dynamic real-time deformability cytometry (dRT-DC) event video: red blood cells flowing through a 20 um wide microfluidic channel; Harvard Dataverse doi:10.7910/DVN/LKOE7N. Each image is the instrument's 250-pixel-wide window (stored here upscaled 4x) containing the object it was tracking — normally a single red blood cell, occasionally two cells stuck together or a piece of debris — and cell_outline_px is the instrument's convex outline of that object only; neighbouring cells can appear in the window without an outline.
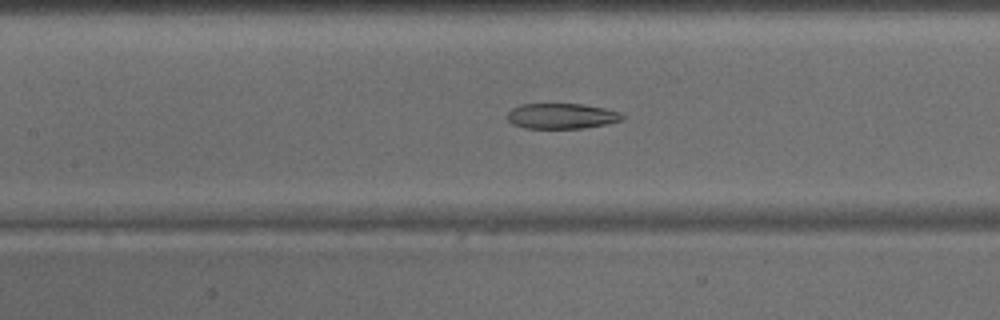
{"species": "common noctule bat (a hibernating species)", "species_latin": "Nyctalus noctula", "temperature_condition": "warm", "stored_images_in_passage": 46, "camera_frame_rate_fps": 3000, "um_per_image_px": 0.085, "animal": {"sex": "male", "body_mass_g": 15.6}, "frame": {"image": 1, "passage_image": 21, "time_ms": 6.667, "image_size_px": [1000, 320], "cell_outline_px": [[624, 120], [608, 124], [584, 128], [524, 128], [512, 124], [508, 120], [508, 112], [512, 108], [520, 104], [584, 104], [604, 108], [620, 112], [624, 116]], "centroid_in_image_um": [47.76, 9.86], "position_along_channel_um": 159.6, "area_um2": 17.17}}
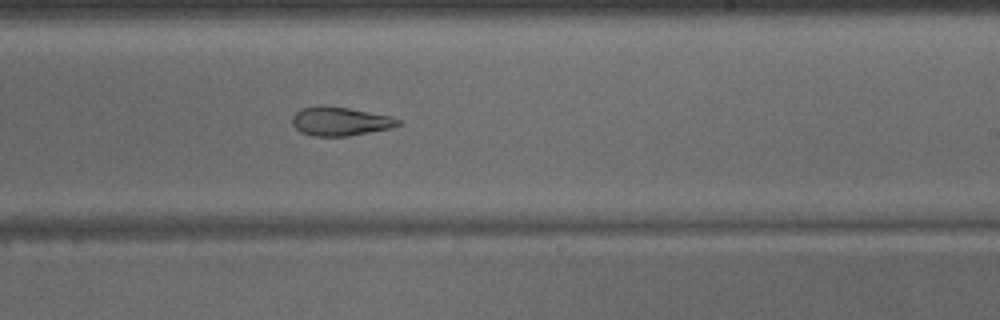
{"frame": {"image": 2, "passage_image": 28, "time_ms": 9.0, "image_size_px": [1000, 320], "cell_outline_px": [[404, 124], [392, 128], [348, 136], [312, 136], [300, 132], [292, 124], [292, 116], [300, 108], [348, 108], [388, 116], [400, 120]], "centroid_in_image_um": [28.94, 10.36], "position_along_channel_um": 260.1, "area_um2": 17.22}}
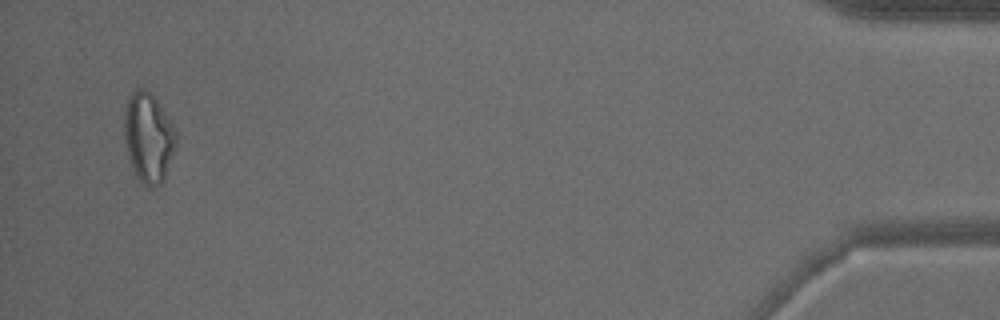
{"frame": {"image": 3, "passage_image": 45, "time_ms": 14.667, "image_size_px": [1000, 320], "cell_outline_px": [[176, 148], [164, 180], [160, 184], [148, 188], [136, 176], [132, 168], [124, 140], [124, 108], [128, 96], [136, 88], [144, 88], [152, 92], [176, 128]], "centroid_in_image_um": [12.62, 11.65], "position_along_channel_um": 422.6, "area_um2": 27.63}}